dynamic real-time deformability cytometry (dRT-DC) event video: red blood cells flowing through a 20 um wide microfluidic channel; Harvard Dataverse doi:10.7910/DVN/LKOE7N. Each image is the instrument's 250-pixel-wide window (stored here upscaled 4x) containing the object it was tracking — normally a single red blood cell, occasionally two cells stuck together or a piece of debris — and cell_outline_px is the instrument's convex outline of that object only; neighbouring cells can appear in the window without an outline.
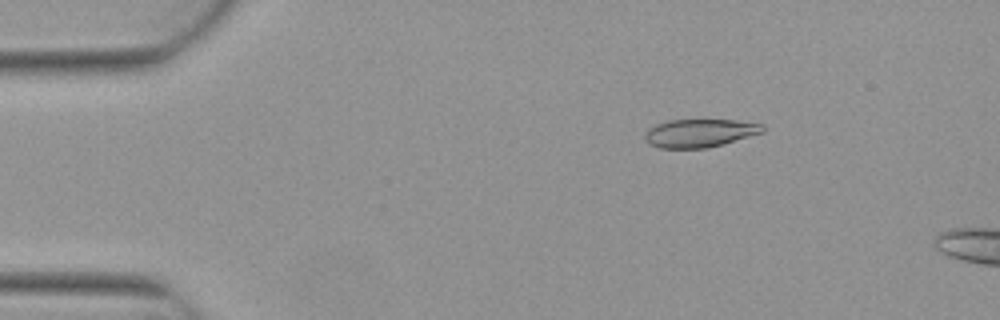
{"species": "Egyptian fruit bat (a non-hibernating species)", "species_latin": "Rousettus aegyptiacus", "temperature_condition": "warm", "stored_images_in_passage": 5, "camera_frame_rate_fps": 3000, "um_per_image_px": 0.085, "animal": {"sex": "female"}, "frame": {"image": 1, "passage_image": 2, "time_ms": 0.333, "image_size_px": [1000, 320], "cell_outline_px": [[764, 132], [724, 144], [708, 148], [660, 148], [648, 144], [644, 140], [644, 132], [648, 128], [656, 124], [668, 120], [736, 120], [764, 124]], "centroid_in_image_um": [59.45, 11.31], "position_along_channel_um": 25.5, "area_um2": 19.59}}